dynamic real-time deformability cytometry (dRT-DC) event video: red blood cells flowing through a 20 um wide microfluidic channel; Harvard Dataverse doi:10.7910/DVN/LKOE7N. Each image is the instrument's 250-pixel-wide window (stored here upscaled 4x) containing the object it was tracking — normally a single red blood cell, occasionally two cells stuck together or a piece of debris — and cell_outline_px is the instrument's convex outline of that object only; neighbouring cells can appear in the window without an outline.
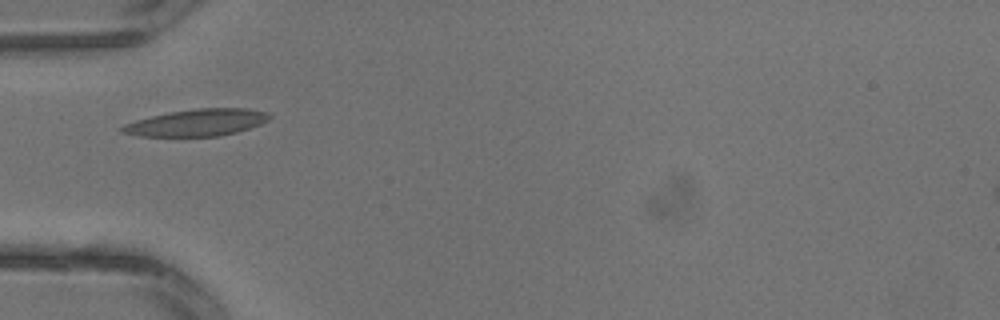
{"species": "common noctule bat (a hibernating species)", "species_latin": "Nyctalus noctula", "temperature_condition": "warm", "stored_images_in_passage": 2, "camera_frame_rate_fps": 3000, "um_per_image_px": 0.085, "animal": {"sex": "male", "body_mass_g": 13.3}, "frame": {"image": 1, "passage_image": 2, "time_ms": 0.333, "image_size_px": [1000, 320], "cell_outline_px": [[272, 116], [268, 120], [260, 124], [236, 132], [220, 136], [136, 136], [120, 132], [116, 128], [124, 124], [136, 120], [168, 112], [196, 108], [244, 108], [268, 112]], "centroid_in_image_um": [16.69, 10.42], "position_along_channel_um": 68.3, "area_um2": 23.18}}